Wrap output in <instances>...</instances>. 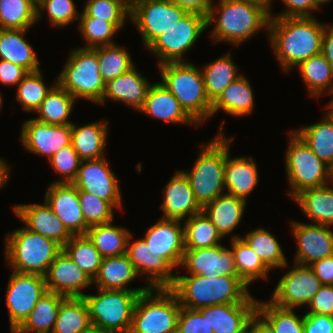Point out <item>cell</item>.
<instances>
[{
  "label": "cell",
  "mask_w": 333,
  "mask_h": 333,
  "mask_svg": "<svg viewBox=\"0 0 333 333\" xmlns=\"http://www.w3.org/2000/svg\"><path fill=\"white\" fill-rule=\"evenodd\" d=\"M326 24L316 17H271L267 38L275 59L289 72L311 56L322 53Z\"/></svg>",
  "instance_id": "cell-1"
},
{
  "label": "cell",
  "mask_w": 333,
  "mask_h": 333,
  "mask_svg": "<svg viewBox=\"0 0 333 333\" xmlns=\"http://www.w3.org/2000/svg\"><path fill=\"white\" fill-rule=\"evenodd\" d=\"M238 277L222 275H176L170 289L177 296L181 307L198 310L217 304L258 302Z\"/></svg>",
  "instance_id": "cell-2"
},
{
  "label": "cell",
  "mask_w": 333,
  "mask_h": 333,
  "mask_svg": "<svg viewBox=\"0 0 333 333\" xmlns=\"http://www.w3.org/2000/svg\"><path fill=\"white\" fill-rule=\"evenodd\" d=\"M218 1L213 3L207 17L208 29L214 23L209 32L213 44L222 41L223 44L241 46L260 30L268 32L271 16L266 8L249 2Z\"/></svg>",
  "instance_id": "cell-3"
},
{
  "label": "cell",
  "mask_w": 333,
  "mask_h": 333,
  "mask_svg": "<svg viewBox=\"0 0 333 333\" xmlns=\"http://www.w3.org/2000/svg\"><path fill=\"white\" fill-rule=\"evenodd\" d=\"M222 121L216 136L209 143L199 146L200 151L193 168L190 171L182 170L188 177L194 197L201 207L226 193L225 164L234 136H224L225 120Z\"/></svg>",
  "instance_id": "cell-4"
},
{
  "label": "cell",
  "mask_w": 333,
  "mask_h": 333,
  "mask_svg": "<svg viewBox=\"0 0 333 333\" xmlns=\"http://www.w3.org/2000/svg\"><path fill=\"white\" fill-rule=\"evenodd\" d=\"M160 82L179 101L185 112L200 126L211 118L201 70L191 62H168L158 66Z\"/></svg>",
  "instance_id": "cell-5"
},
{
  "label": "cell",
  "mask_w": 333,
  "mask_h": 333,
  "mask_svg": "<svg viewBox=\"0 0 333 333\" xmlns=\"http://www.w3.org/2000/svg\"><path fill=\"white\" fill-rule=\"evenodd\" d=\"M4 250L5 263L12 271L45 276L62 247L22 227L7 233Z\"/></svg>",
  "instance_id": "cell-6"
},
{
  "label": "cell",
  "mask_w": 333,
  "mask_h": 333,
  "mask_svg": "<svg viewBox=\"0 0 333 333\" xmlns=\"http://www.w3.org/2000/svg\"><path fill=\"white\" fill-rule=\"evenodd\" d=\"M288 134L289 142L284 156V167L288 186H290L287 195L293 199L303 190L332 183L331 168L313 153L294 130L289 131Z\"/></svg>",
  "instance_id": "cell-7"
},
{
  "label": "cell",
  "mask_w": 333,
  "mask_h": 333,
  "mask_svg": "<svg viewBox=\"0 0 333 333\" xmlns=\"http://www.w3.org/2000/svg\"><path fill=\"white\" fill-rule=\"evenodd\" d=\"M180 310L170 288H149L136 301L129 333H177Z\"/></svg>",
  "instance_id": "cell-8"
},
{
  "label": "cell",
  "mask_w": 333,
  "mask_h": 333,
  "mask_svg": "<svg viewBox=\"0 0 333 333\" xmlns=\"http://www.w3.org/2000/svg\"><path fill=\"white\" fill-rule=\"evenodd\" d=\"M57 83L76 100L98 104L105 92V82L99 72L97 53L92 48L76 47L68 53Z\"/></svg>",
  "instance_id": "cell-9"
},
{
  "label": "cell",
  "mask_w": 333,
  "mask_h": 333,
  "mask_svg": "<svg viewBox=\"0 0 333 333\" xmlns=\"http://www.w3.org/2000/svg\"><path fill=\"white\" fill-rule=\"evenodd\" d=\"M97 294H85L91 324L112 333H129L133 311L141 293L146 291L96 289Z\"/></svg>",
  "instance_id": "cell-10"
},
{
  "label": "cell",
  "mask_w": 333,
  "mask_h": 333,
  "mask_svg": "<svg viewBox=\"0 0 333 333\" xmlns=\"http://www.w3.org/2000/svg\"><path fill=\"white\" fill-rule=\"evenodd\" d=\"M207 29L206 16L188 12L181 20L158 35L146 49L156 56L157 66L168 62H188L184 57Z\"/></svg>",
  "instance_id": "cell-11"
},
{
  "label": "cell",
  "mask_w": 333,
  "mask_h": 333,
  "mask_svg": "<svg viewBox=\"0 0 333 333\" xmlns=\"http://www.w3.org/2000/svg\"><path fill=\"white\" fill-rule=\"evenodd\" d=\"M187 13V10L168 0H136L131 4L130 21L141 35L146 48Z\"/></svg>",
  "instance_id": "cell-12"
},
{
  "label": "cell",
  "mask_w": 333,
  "mask_h": 333,
  "mask_svg": "<svg viewBox=\"0 0 333 333\" xmlns=\"http://www.w3.org/2000/svg\"><path fill=\"white\" fill-rule=\"evenodd\" d=\"M6 289L10 331L17 330L47 291L45 276L12 271Z\"/></svg>",
  "instance_id": "cell-13"
},
{
  "label": "cell",
  "mask_w": 333,
  "mask_h": 333,
  "mask_svg": "<svg viewBox=\"0 0 333 333\" xmlns=\"http://www.w3.org/2000/svg\"><path fill=\"white\" fill-rule=\"evenodd\" d=\"M291 270L279 279L271 295L270 302L286 309L308 306L322 283L309 266L293 263Z\"/></svg>",
  "instance_id": "cell-14"
},
{
  "label": "cell",
  "mask_w": 333,
  "mask_h": 333,
  "mask_svg": "<svg viewBox=\"0 0 333 333\" xmlns=\"http://www.w3.org/2000/svg\"><path fill=\"white\" fill-rule=\"evenodd\" d=\"M116 174L107 158L82 160L76 179L72 184L78 191L95 194L109 202L115 209L122 210V193Z\"/></svg>",
  "instance_id": "cell-15"
},
{
  "label": "cell",
  "mask_w": 333,
  "mask_h": 333,
  "mask_svg": "<svg viewBox=\"0 0 333 333\" xmlns=\"http://www.w3.org/2000/svg\"><path fill=\"white\" fill-rule=\"evenodd\" d=\"M132 237L133 233L127 241L126 255L133 263L137 274L140 277L145 275L146 278L142 281L148 282L149 288H170L175 281V268L142 238L132 242Z\"/></svg>",
  "instance_id": "cell-16"
},
{
  "label": "cell",
  "mask_w": 333,
  "mask_h": 333,
  "mask_svg": "<svg viewBox=\"0 0 333 333\" xmlns=\"http://www.w3.org/2000/svg\"><path fill=\"white\" fill-rule=\"evenodd\" d=\"M19 137L26 151L49 160L71 144V124L52 125L30 118L22 123Z\"/></svg>",
  "instance_id": "cell-17"
},
{
  "label": "cell",
  "mask_w": 333,
  "mask_h": 333,
  "mask_svg": "<svg viewBox=\"0 0 333 333\" xmlns=\"http://www.w3.org/2000/svg\"><path fill=\"white\" fill-rule=\"evenodd\" d=\"M292 234L297 242L294 262L309 266L333 255V230L331 226L290 220Z\"/></svg>",
  "instance_id": "cell-18"
},
{
  "label": "cell",
  "mask_w": 333,
  "mask_h": 333,
  "mask_svg": "<svg viewBox=\"0 0 333 333\" xmlns=\"http://www.w3.org/2000/svg\"><path fill=\"white\" fill-rule=\"evenodd\" d=\"M184 267L190 275L211 278L222 275L238 276L233 253L223 244L210 248L185 249L179 268Z\"/></svg>",
  "instance_id": "cell-19"
},
{
  "label": "cell",
  "mask_w": 333,
  "mask_h": 333,
  "mask_svg": "<svg viewBox=\"0 0 333 333\" xmlns=\"http://www.w3.org/2000/svg\"><path fill=\"white\" fill-rule=\"evenodd\" d=\"M47 291L64 297L82 298L83 289L93 286L92 278L62 250L45 275Z\"/></svg>",
  "instance_id": "cell-20"
},
{
  "label": "cell",
  "mask_w": 333,
  "mask_h": 333,
  "mask_svg": "<svg viewBox=\"0 0 333 333\" xmlns=\"http://www.w3.org/2000/svg\"><path fill=\"white\" fill-rule=\"evenodd\" d=\"M44 200L72 235H86V224L79 203L78 189L72 183H50Z\"/></svg>",
  "instance_id": "cell-21"
},
{
  "label": "cell",
  "mask_w": 333,
  "mask_h": 333,
  "mask_svg": "<svg viewBox=\"0 0 333 333\" xmlns=\"http://www.w3.org/2000/svg\"><path fill=\"white\" fill-rule=\"evenodd\" d=\"M142 239L175 269H179L185 250L183 221L160 218L147 229Z\"/></svg>",
  "instance_id": "cell-22"
},
{
  "label": "cell",
  "mask_w": 333,
  "mask_h": 333,
  "mask_svg": "<svg viewBox=\"0 0 333 333\" xmlns=\"http://www.w3.org/2000/svg\"><path fill=\"white\" fill-rule=\"evenodd\" d=\"M13 212L25 228L57 242L61 247L73 237L45 200L42 205H14Z\"/></svg>",
  "instance_id": "cell-23"
},
{
  "label": "cell",
  "mask_w": 333,
  "mask_h": 333,
  "mask_svg": "<svg viewBox=\"0 0 333 333\" xmlns=\"http://www.w3.org/2000/svg\"><path fill=\"white\" fill-rule=\"evenodd\" d=\"M162 193L164 197L160 209L163 211V219L184 221L202 212V207L194 197L190 181L181 169L175 171L162 189Z\"/></svg>",
  "instance_id": "cell-24"
},
{
  "label": "cell",
  "mask_w": 333,
  "mask_h": 333,
  "mask_svg": "<svg viewBox=\"0 0 333 333\" xmlns=\"http://www.w3.org/2000/svg\"><path fill=\"white\" fill-rule=\"evenodd\" d=\"M150 86V81L134 66L105 84V92L98 105H104L107 100H111L139 111L144 105Z\"/></svg>",
  "instance_id": "cell-25"
},
{
  "label": "cell",
  "mask_w": 333,
  "mask_h": 333,
  "mask_svg": "<svg viewBox=\"0 0 333 333\" xmlns=\"http://www.w3.org/2000/svg\"><path fill=\"white\" fill-rule=\"evenodd\" d=\"M138 112L170 124L194 125L196 128L199 126L161 82L151 84L144 105Z\"/></svg>",
  "instance_id": "cell-26"
},
{
  "label": "cell",
  "mask_w": 333,
  "mask_h": 333,
  "mask_svg": "<svg viewBox=\"0 0 333 333\" xmlns=\"http://www.w3.org/2000/svg\"><path fill=\"white\" fill-rule=\"evenodd\" d=\"M259 184V171L254 158L250 155L226 157V193L248 201V197Z\"/></svg>",
  "instance_id": "cell-27"
},
{
  "label": "cell",
  "mask_w": 333,
  "mask_h": 333,
  "mask_svg": "<svg viewBox=\"0 0 333 333\" xmlns=\"http://www.w3.org/2000/svg\"><path fill=\"white\" fill-rule=\"evenodd\" d=\"M258 302L217 304L207 307V321L214 333H245Z\"/></svg>",
  "instance_id": "cell-28"
},
{
  "label": "cell",
  "mask_w": 333,
  "mask_h": 333,
  "mask_svg": "<svg viewBox=\"0 0 333 333\" xmlns=\"http://www.w3.org/2000/svg\"><path fill=\"white\" fill-rule=\"evenodd\" d=\"M139 277L133 263L129 260L128 256L124 254L121 256L102 258L99 271L93 279V285H95L97 289L147 291L149 289L147 284L139 288L128 287L129 284Z\"/></svg>",
  "instance_id": "cell-29"
},
{
  "label": "cell",
  "mask_w": 333,
  "mask_h": 333,
  "mask_svg": "<svg viewBox=\"0 0 333 333\" xmlns=\"http://www.w3.org/2000/svg\"><path fill=\"white\" fill-rule=\"evenodd\" d=\"M108 122L94 121L84 125L71 124V144L81 160L99 159L105 156L108 141Z\"/></svg>",
  "instance_id": "cell-30"
},
{
  "label": "cell",
  "mask_w": 333,
  "mask_h": 333,
  "mask_svg": "<svg viewBox=\"0 0 333 333\" xmlns=\"http://www.w3.org/2000/svg\"><path fill=\"white\" fill-rule=\"evenodd\" d=\"M253 92L248 78L242 74L228 85L212 103L211 117L220 111L232 117L250 115L255 107V95Z\"/></svg>",
  "instance_id": "cell-31"
},
{
  "label": "cell",
  "mask_w": 333,
  "mask_h": 333,
  "mask_svg": "<svg viewBox=\"0 0 333 333\" xmlns=\"http://www.w3.org/2000/svg\"><path fill=\"white\" fill-rule=\"evenodd\" d=\"M246 206L247 201L225 193L204 205L202 212L225 238L241 223Z\"/></svg>",
  "instance_id": "cell-32"
},
{
  "label": "cell",
  "mask_w": 333,
  "mask_h": 333,
  "mask_svg": "<svg viewBox=\"0 0 333 333\" xmlns=\"http://www.w3.org/2000/svg\"><path fill=\"white\" fill-rule=\"evenodd\" d=\"M30 29L0 28V59L25 68L28 72L40 70L38 55L31 43L26 40Z\"/></svg>",
  "instance_id": "cell-33"
},
{
  "label": "cell",
  "mask_w": 333,
  "mask_h": 333,
  "mask_svg": "<svg viewBox=\"0 0 333 333\" xmlns=\"http://www.w3.org/2000/svg\"><path fill=\"white\" fill-rule=\"evenodd\" d=\"M331 184L308 188L293 198L310 223L333 226V182Z\"/></svg>",
  "instance_id": "cell-34"
},
{
  "label": "cell",
  "mask_w": 333,
  "mask_h": 333,
  "mask_svg": "<svg viewBox=\"0 0 333 333\" xmlns=\"http://www.w3.org/2000/svg\"><path fill=\"white\" fill-rule=\"evenodd\" d=\"M309 96L318 99L323 94L333 95V67L322 53L311 56L297 67Z\"/></svg>",
  "instance_id": "cell-35"
},
{
  "label": "cell",
  "mask_w": 333,
  "mask_h": 333,
  "mask_svg": "<svg viewBox=\"0 0 333 333\" xmlns=\"http://www.w3.org/2000/svg\"><path fill=\"white\" fill-rule=\"evenodd\" d=\"M232 59L229 52L200 68L205 92L211 103L219 97L228 85L242 75L238 72V66Z\"/></svg>",
  "instance_id": "cell-36"
},
{
  "label": "cell",
  "mask_w": 333,
  "mask_h": 333,
  "mask_svg": "<svg viewBox=\"0 0 333 333\" xmlns=\"http://www.w3.org/2000/svg\"><path fill=\"white\" fill-rule=\"evenodd\" d=\"M313 153L333 168V117L327 111L319 122L294 130Z\"/></svg>",
  "instance_id": "cell-37"
},
{
  "label": "cell",
  "mask_w": 333,
  "mask_h": 333,
  "mask_svg": "<svg viewBox=\"0 0 333 333\" xmlns=\"http://www.w3.org/2000/svg\"><path fill=\"white\" fill-rule=\"evenodd\" d=\"M65 298L58 293L46 291L16 331L18 333H51L61 302Z\"/></svg>",
  "instance_id": "cell-38"
},
{
  "label": "cell",
  "mask_w": 333,
  "mask_h": 333,
  "mask_svg": "<svg viewBox=\"0 0 333 333\" xmlns=\"http://www.w3.org/2000/svg\"><path fill=\"white\" fill-rule=\"evenodd\" d=\"M75 102H77L76 99L56 83L35 111V114H38L35 119L52 125L72 124L73 121L69 118L75 108Z\"/></svg>",
  "instance_id": "cell-39"
},
{
  "label": "cell",
  "mask_w": 333,
  "mask_h": 333,
  "mask_svg": "<svg viewBox=\"0 0 333 333\" xmlns=\"http://www.w3.org/2000/svg\"><path fill=\"white\" fill-rule=\"evenodd\" d=\"M232 238H242L271 271L276 268L289 267L290 263H288L281 245L269 230L258 227L247 232L245 236L233 234Z\"/></svg>",
  "instance_id": "cell-40"
},
{
  "label": "cell",
  "mask_w": 333,
  "mask_h": 333,
  "mask_svg": "<svg viewBox=\"0 0 333 333\" xmlns=\"http://www.w3.org/2000/svg\"><path fill=\"white\" fill-rule=\"evenodd\" d=\"M130 234L129 229L112 222L91 226L86 233L102 258L126 254Z\"/></svg>",
  "instance_id": "cell-41"
},
{
  "label": "cell",
  "mask_w": 333,
  "mask_h": 333,
  "mask_svg": "<svg viewBox=\"0 0 333 333\" xmlns=\"http://www.w3.org/2000/svg\"><path fill=\"white\" fill-rule=\"evenodd\" d=\"M230 249L238 277L249 287L257 279L268 280L271 271L242 238H231Z\"/></svg>",
  "instance_id": "cell-42"
},
{
  "label": "cell",
  "mask_w": 333,
  "mask_h": 333,
  "mask_svg": "<svg viewBox=\"0 0 333 333\" xmlns=\"http://www.w3.org/2000/svg\"><path fill=\"white\" fill-rule=\"evenodd\" d=\"M91 324L89 308L82 298L66 297L51 333H81Z\"/></svg>",
  "instance_id": "cell-43"
},
{
  "label": "cell",
  "mask_w": 333,
  "mask_h": 333,
  "mask_svg": "<svg viewBox=\"0 0 333 333\" xmlns=\"http://www.w3.org/2000/svg\"><path fill=\"white\" fill-rule=\"evenodd\" d=\"M183 224L185 249L210 248L221 244L222 235L203 212L184 220Z\"/></svg>",
  "instance_id": "cell-44"
},
{
  "label": "cell",
  "mask_w": 333,
  "mask_h": 333,
  "mask_svg": "<svg viewBox=\"0 0 333 333\" xmlns=\"http://www.w3.org/2000/svg\"><path fill=\"white\" fill-rule=\"evenodd\" d=\"M92 49L97 53L99 72L105 83L135 66L127 48L117 43Z\"/></svg>",
  "instance_id": "cell-45"
},
{
  "label": "cell",
  "mask_w": 333,
  "mask_h": 333,
  "mask_svg": "<svg viewBox=\"0 0 333 333\" xmlns=\"http://www.w3.org/2000/svg\"><path fill=\"white\" fill-rule=\"evenodd\" d=\"M32 0H0L1 29H31L37 22Z\"/></svg>",
  "instance_id": "cell-46"
},
{
  "label": "cell",
  "mask_w": 333,
  "mask_h": 333,
  "mask_svg": "<svg viewBox=\"0 0 333 333\" xmlns=\"http://www.w3.org/2000/svg\"><path fill=\"white\" fill-rule=\"evenodd\" d=\"M67 256L73 260L92 280L101 266L102 256L87 235H73L62 247Z\"/></svg>",
  "instance_id": "cell-47"
},
{
  "label": "cell",
  "mask_w": 333,
  "mask_h": 333,
  "mask_svg": "<svg viewBox=\"0 0 333 333\" xmlns=\"http://www.w3.org/2000/svg\"><path fill=\"white\" fill-rule=\"evenodd\" d=\"M42 72L41 70L28 72L16 86V101L25 112L35 113L48 92L57 83V79H55L54 84L50 85L51 87L47 83L45 84Z\"/></svg>",
  "instance_id": "cell-48"
},
{
  "label": "cell",
  "mask_w": 333,
  "mask_h": 333,
  "mask_svg": "<svg viewBox=\"0 0 333 333\" xmlns=\"http://www.w3.org/2000/svg\"><path fill=\"white\" fill-rule=\"evenodd\" d=\"M256 311L275 333H304V315L298 316L294 309L278 307L268 300H258Z\"/></svg>",
  "instance_id": "cell-49"
},
{
  "label": "cell",
  "mask_w": 333,
  "mask_h": 333,
  "mask_svg": "<svg viewBox=\"0 0 333 333\" xmlns=\"http://www.w3.org/2000/svg\"><path fill=\"white\" fill-rule=\"evenodd\" d=\"M78 21L77 28L86 42L82 48L116 44L113 38L120 30L112 22L89 17L83 10Z\"/></svg>",
  "instance_id": "cell-50"
},
{
  "label": "cell",
  "mask_w": 333,
  "mask_h": 333,
  "mask_svg": "<svg viewBox=\"0 0 333 333\" xmlns=\"http://www.w3.org/2000/svg\"><path fill=\"white\" fill-rule=\"evenodd\" d=\"M83 11L89 17L112 22L121 30L130 21L131 4L126 0H86Z\"/></svg>",
  "instance_id": "cell-51"
},
{
  "label": "cell",
  "mask_w": 333,
  "mask_h": 333,
  "mask_svg": "<svg viewBox=\"0 0 333 333\" xmlns=\"http://www.w3.org/2000/svg\"><path fill=\"white\" fill-rule=\"evenodd\" d=\"M36 11L37 22L46 13L51 25L58 28L68 27L80 17L74 0H41L36 6Z\"/></svg>",
  "instance_id": "cell-52"
},
{
  "label": "cell",
  "mask_w": 333,
  "mask_h": 333,
  "mask_svg": "<svg viewBox=\"0 0 333 333\" xmlns=\"http://www.w3.org/2000/svg\"><path fill=\"white\" fill-rule=\"evenodd\" d=\"M79 203L86 224L91 227L113 222L114 207L95 194L78 191Z\"/></svg>",
  "instance_id": "cell-53"
},
{
  "label": "cell",
  "mask_w": 333,
  "mask_h": 333,
  "mask_svg": "<svg viewBox=\"0 0 333 333\" xmlns=\"http://www.w3.org/2000/svg\"><path fill=\"white\" fill-rule=\"evenodd\" d=\"M81 161L72 144L58 150L48 160L50 168L62 177L53 183H72L77 177Z\"/></svg>",
  "instance_id": "cell-54"
},
{
  "label": "cell",
  "mask_w": 333,
  "mask_h": 333,
  "mask_svg": "<svg viewBox=\"0 0 333 333\" xmlns=\"http://www.w3.org/2000/svg\"><path fill=\"white\" fill-rule=\"evenodd\" d=\"M177 333H214L207 321V307L198 310L181 307Z\"/></svg>",
  "instance_id": "cell-55"
},
{
  "label": "cell",
  "mask_w": 333,
  "mask_h": 333,
  "mask_svg": "<svg viewBox=\"0 0 333 333\" xmlns=\"http://www.w3.org/2000/svg\"><path fill=\"white\" fill-rule=\"evenodd\" d=\"M275 1V0H274ZM286 6V8L279 14L274 15L271 13V17L280 18H299V17H315L313 11L320 9L314 0H280Z\"/></svg>",
  "instance_id": "cell-56"
},
{
  "label": "cell",
  "mask_w": 333,
  "mask_h": 333,
  "mask_svg": "<svg viewBox=\"0 0 333 333\" xmlns=\"http://www.w3.org/2000/svg\"><path fill=\"white\" fill-rule=\"evenodd\" d=\"M308 312L333 317V285H322L308 304Z\"/></svg>",
  "instance_id": "cell-57"
},
{
  "label": "cell",
  "mask_w": 333,
  "mask_h": 333,
  "mask_svg": "<svg viewBox=\"0 0 333 333\" xmlns=\"http://www.w3.org/2000/svg\"><path fill=\"white\" fill-rule=\"evenodd\" d=\"M303 327L304 333H333V317L305 313Z\"/></svg>",
  "instance_id": "cell-58"
},
{
  "label": "cell",
  "mask_w": 333,
  "mask_h": 333,
  "mask_svg": "<svg viewBox=\"0 0 333 333\" xmlns=\"http://www.w3.org/2000/svg\"><path fill=\"white\" fill-rule=\"evenodd\" d=\"M28 74L20 65L0 59V83L7 86H17Z\"/></svg>",
  "instance_id": "cell-59"
},
{
  "label": "cell",
  "mask_w": 333,
  "mask_h": 333,
  "mask_svg": "<svg viewBox=\"0 0 333 333\" xmlns=\"http://www.w3.org/2000/svg\"><path fill=\"white\" fill-rule=\"evenodd\" d=\"M322 285H333V255L309 265Z\"/></svg>",
  "instance_id": "cell-60"
},
{
  "label": "cell",
  "mask_w": 333,
  "mask_h": 333,
  "mask_svg": "<svg viewBox=\"0 0 333 333\" xmlns=\"http://www.w3.org/2000/svg\"><path fill=\"white\" fill-rule=\"evenodd\" d=\"M173 4L184 8L188 12H195L206 17L211 12L212 5L216 0H168Z\"/></svg>",
  "instance_id": "cell-61"
},
{
  "label": "cell",
  "mask_w": 333,
  "mask_h": 333,
  "mask_svg": "<svg viewBox=\"0 0 333 333\" xmlns=\"http://www.w3.org/2000/svg\"><path fill=\"white\" fill-rule=\"evenodd\" d=\"M248 333H275L271 325L256 311L250 318Z\"/></svg>",
  "instance_id": "cell-62"
},
{
  "label": "cell",
  "mask_w": 333,
  "mask_h": 333,
  "mask_svg": "<svg viewBox=\"0 0 333 333\" xmlns=\"http://www.w3.org/2000/svg\"><path fill=\"white\" fill-rule=\"evenodd\" d=\"M322 54L333 67V24L328 23L322 38Z\"/></svg>",
  "instance_id": "cell-63"
},
{
  "label": "cell",
  "mask_w": 333,
  "mask_h": 333,
  "mask_svg": "<svg viewBox=\"0 0 333 333\" xmlns=\"http://www.w3.org/2000/svg\"><path fill=\"white\" fill-rule=\"evenodd\" d=\"M8 161L0 157V189H2L11 177L10 169L11 166Z\"/></svg>",
  "instance_id": "cell-64"
},
{
  "label": "cell",
  "mask_w": 333,
  "mask_h": 333,
  "mask_svg": "<svg viewBox=\"0 0 333 333\" xmlns=\"http://www.w3.org/2000/svg\"><path fill=\"white\" fill-rule=\"evenodd\" d=\"M234 1L249 2V3L256 4L258 6L264 7L269 11L270 15L272 13L271 12L272 3L274 2L273 0H234Z\"/></svg>",
  "instance_id": "cell-65"
},
{
  "label": "cell",
  "mask_w": 333,
  "mask_h": 333,
  "mask_svg": "<svg viewBox=\"0 0 333 333\" xmlns=\"http://www.w3.org/2000/svg\"><path fill=\"white\" fill-rule=\"evenodd\" d=\"M81 333H112V332L106 331L96 325L90 324Z\"/></svg>",
  "instance_id": "cell-66"
},
{
  "label": "cell",
  "mask_w": 333,
  "mask_h": 333,
  "mask_svg": "<svg viewBox=\"0 0 333 333\" xmlns=\"http://www.w3.org/2000/svg\"><path fill=\"white\" fill-rule=\"evenodd\" d=\"M333 96V95H332ZM331 101H329L326 104L327 111L331 114V116L333 117V97L330 99Z\"/></svg>",
  "instance_id": "cell-67"
},
{
  "label": "cell",
  "mask_w": 333,
  "mask_h": 333,
  "mask_svg": "<svg viewBox=\"0 0 333 333\" xmlns=\"http://www.w3.org/2000/svg\"><path fill=\"white\" fill-rule=\"evenodd\" d=\"M314 1H315L316 5L320 8V6H324V4H327L333 0H314Z\"/></svg>",
  "instance_id": "cell-68"
},
{
  "label": "cell",
  "mask_w": 333,
  "mask_h": 333,
  "mask_svg": "<svg viewBox=\"0 0 333 333\" xmlns=\"http://www.w3.org/2000/svg\"><path fill=\"white\" fill-rule=\"evenodd\" d=\"M2 100H3V99H2V93H0V108H2V103H3Z\"/></svg>",
  "instance_id": "cell-69"
},
{
  "label": "cell",
  "mask_w": 333,
  "mask_h": 333,
  "mask_svg": "<svg viewBox=\"0 0 333 333\" xmlns=\"http://www.w3.org/2000/svg\"><path fill=\"white\" fill-rule=\"evenodd\" d=\"M129 4H132L136 0H126Z\"/></svg>",
  "instance_id": "cell-70"
},
{
  "label": "cell",
  "mask_w": 333,
  "mask_h": 333,
  "mask_svg": "<svg viewBox=\"0 0 333 333\" xmlns=\"http://www.w3.org/2000/svg\"><path fill=\"white\" fill-rule=\"evenodd\" d=\"M36 5L41 1V0H32Z\"/></svg>",
  "instance_id": "cell-71"
},
{
  "label": "cell",
  "mask_w": 333,
  "mask_h": 333,
  "mask_svg": "<svg viewBox=\"0 0 333 333\" xmlns=\"http://www.w3.org/2000/svg\"><path fill=\"white\" fill-rule=\"evenodd\" d=\"M10 332L11 333H18L16 330H11Z\"/></svg>",
  "instance_id": "cell-72"
}]
</instances>
